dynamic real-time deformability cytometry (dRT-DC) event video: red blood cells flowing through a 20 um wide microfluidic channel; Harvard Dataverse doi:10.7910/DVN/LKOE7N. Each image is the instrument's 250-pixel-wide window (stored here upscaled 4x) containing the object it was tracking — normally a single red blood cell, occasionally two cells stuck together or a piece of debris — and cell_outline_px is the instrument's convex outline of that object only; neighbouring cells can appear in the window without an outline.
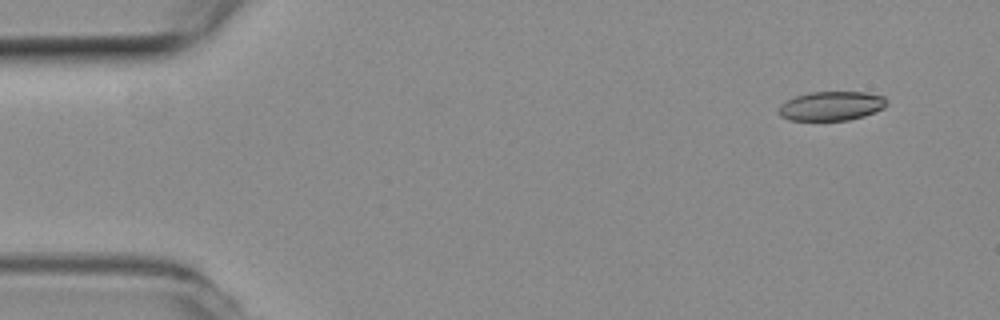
{"species": "common noctule bat (a hibernating species)", "species_latin": "Nyctalus noctula", "temperature_condition": "room temperature", "stored_images_in_passage": 6, "camera_frame_rate_fps": 3000, "um_per_image_px": 0.085, "animal": {"sex": "female", "body_mass_g": 19.3, "forearm_length_mm": 54.1}, "frame": {"image": 1, "passage_image": 1, "time_ms": 0.0, "image_size_px": [1000, 320], "cell_outline_px": [[888, 104], [884, 108], [864, 116], [848, 120], [788, 120], [780, 116], [780, 104], [796, 96], [812, 92], [864, 92], [884, 96], [888, 100]], "centroid_in_image_um": [70.71, 9.01], "position_along_channel_um": 14.3, "area_um2": 18.32}}